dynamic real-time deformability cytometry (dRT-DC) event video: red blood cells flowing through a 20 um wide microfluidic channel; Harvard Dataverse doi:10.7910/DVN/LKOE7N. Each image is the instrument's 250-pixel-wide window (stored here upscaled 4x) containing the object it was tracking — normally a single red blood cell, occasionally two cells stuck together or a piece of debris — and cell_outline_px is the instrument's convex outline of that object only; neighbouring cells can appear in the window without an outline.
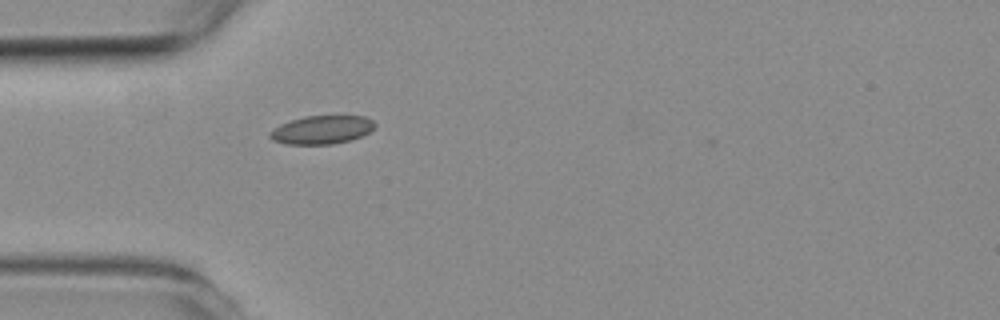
{"species": "common noctule bat (a hibernating species)", "species_latin": "Nyctalus noctula", "temperature_condition": "room temperature", "stored_images_in_passage": 1, "camera_frame_rate_fps": 3000, "um_per_image_px": 0.085, "animal": {"sex": "female", "body_mass_g": 19.3, "forearm_length_mm": 54.1}, "frame": {"image": 1, "passage_image": 1, "time_ms": 0.0, "image_size_px": [1000, 320], "cell_outline_px": [[376, 124], [368, 132], [352, 140], [332, 144], [284, 144], [272, 140], [268, 136], [268, 132], [280, 124], [304, 116], [364, 116], [372, 120]], "centroid_in_image_um": [27.31, 11.04], "position_along_channel_um": 57.7, "area_um2": 17.34}}